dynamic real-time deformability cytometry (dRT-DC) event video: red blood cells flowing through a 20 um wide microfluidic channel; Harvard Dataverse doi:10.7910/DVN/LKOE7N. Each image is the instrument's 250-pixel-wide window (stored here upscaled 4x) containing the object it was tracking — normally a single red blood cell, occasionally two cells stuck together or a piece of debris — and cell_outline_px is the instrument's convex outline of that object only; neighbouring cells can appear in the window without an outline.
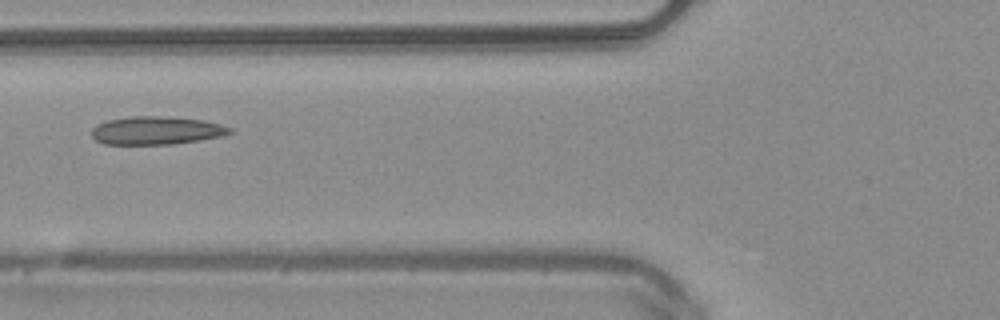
{"species": "common noctule bat (a hibernating species)", "species_latin": "Nyctalus noctula", "temperature_condition": "warm", "stored_images_in_passage": 48, "camera_frame_rate_fps": 3000, "um_per_image_px": 0.085, "animal": {"sex": "male", "body_mass_g": 20.4}, "frame": {"image": 1, "passage_image": 17, "time_ms": 5.333, "image_size_px": [1000, 320], "cell_outline_px": [[232, 132], [224, 136], [200, 140], [172, 144], [104, 144], [96, 140], [92, 136], [92, 128], [96, 124], [108, 120], [132, 116], [168, 116], [200, 120], [220, 124], [232, 128]], "centroid_in_image_um": [13.29, 11.09], "position_along_channel_um": 112.5, "area_um2": 22.66}}
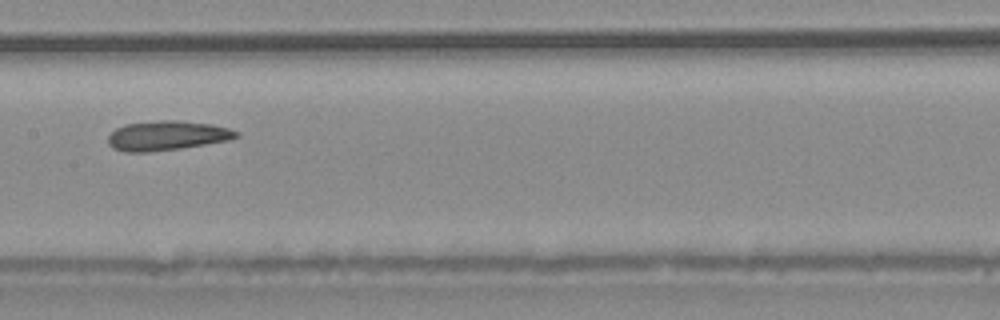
{"frame": {"image": 2, "passage_image": 23, "time_ms": 7.333, "image_size_px": [1000, 320], "cell_outline_px": [[240, 136], [228, 140], [180, 148], [148, 152], [124, 152], [112, 148], [108, 144], [108, 136], [116, 128], [124, 124], [160, 120], [180, 120], [212, 124], [228, 128], [240, 132]], "centroid_in_image_um": [14.18, 11.52], "position_along_channel_um": 193.2, "area_um2": 22.14}}
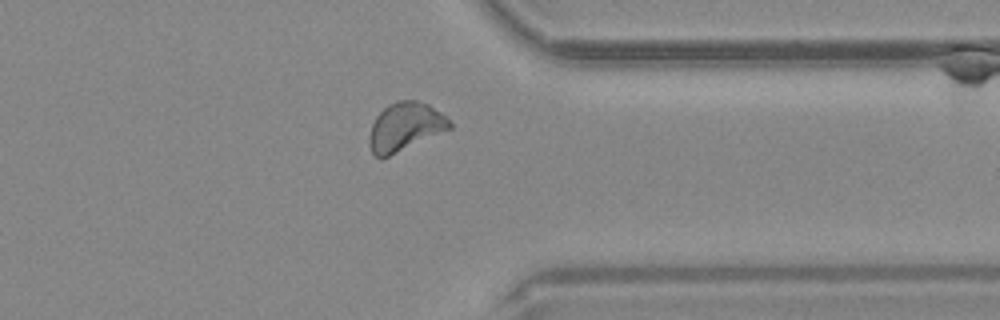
{"frame": {"image": 3, "passage_image": 37, "time_ms": 12.0, "image_size_px": [1000, 320], "cell_outline_px": [[452, 128], [380, 160], [372, 152], [368, 144], [368, 140], [372, 124], [376, 116], [388, 104], [396, 100], [416, 100], [428, 104], [440, 112], [452, 124]], "centroid_in_image_um": [34.4, 10.78], "position_along_channel_um": 377.0, "area_um2": 22.6}, "authors_computed_cell_mechanics": {"area_um2": 22.4553, "velocity_mm_per_s": 4.0249, "shape_relaxation_time_tau1_ms": null, "shape_relaxation_time_tau2_ms": 4.8002, "deformation_change_tau1": null, "deformation_change_tau2": 0.1058}}